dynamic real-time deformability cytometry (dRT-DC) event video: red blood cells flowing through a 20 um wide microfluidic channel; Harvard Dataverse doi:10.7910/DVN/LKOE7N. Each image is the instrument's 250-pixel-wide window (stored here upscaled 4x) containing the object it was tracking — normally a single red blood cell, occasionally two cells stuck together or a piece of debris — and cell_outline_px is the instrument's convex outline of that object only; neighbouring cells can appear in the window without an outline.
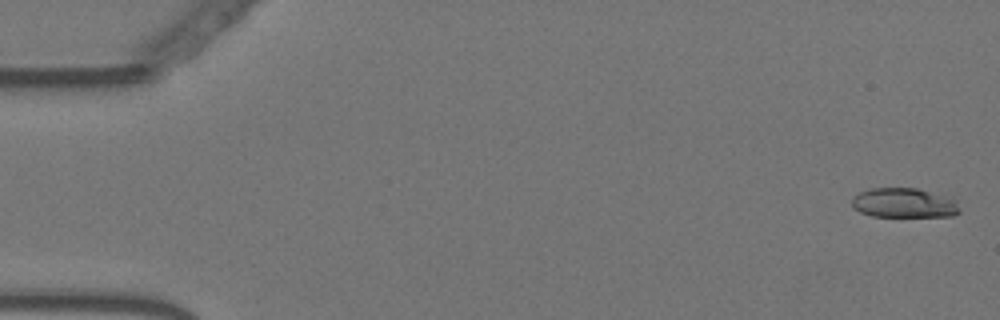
{"species": "Egyptian fruit bat (a non-hibernating species)", "species_latin": "Rousettus aegyptiacus", "temperature_condition": "warm", "stored_images_in_passage": 57, "camera_frame_rate_fps": 3000, "um_per_image_px": 0.085, "animal": {"sex": "female"}, "frame": {"image": 1, "passage_image": 2, "time_ms": 0.333, "image_size_px": [1000, 320], "cell_outline_px": [[960, 212], [952, 216], [872, 216], [860, 212], [852, 208], [852, 200], [860, 192], [872, 188], [916, 188], [952, 196], [956, 200]], "centroid_in_image_um": [76.89, 17.24], "position_along_channel_um": 8.1, "area_um2": 18.73}}
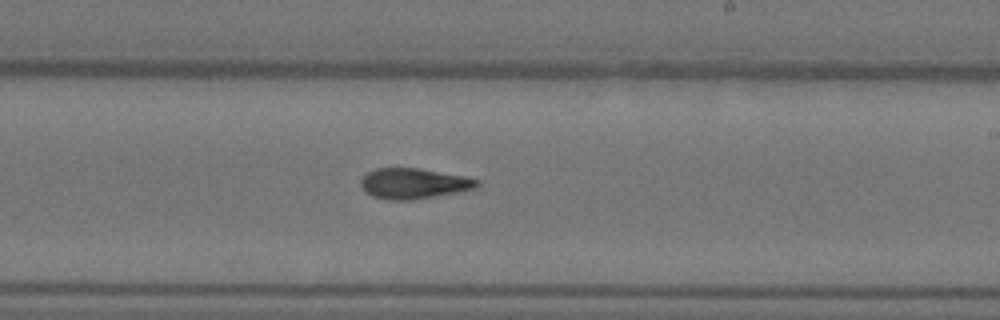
{"frame": {"image": 2, "passage_image": 34, "time_ms": 11.0, "image_size_px": [1000, 320], "cell_outline_px": [[480, 184], [476, 188], [460, 192], [412, 200], [384, 200], [372, 196], [360, 184], [360, 180], [368, 172], [376, 168], [420, 168], [464, 176], [480, 180]], "centroid_in_image_um": [35.19, 15.6], "position_along_channel_um": 253.8, "area_um2": 20.75}}
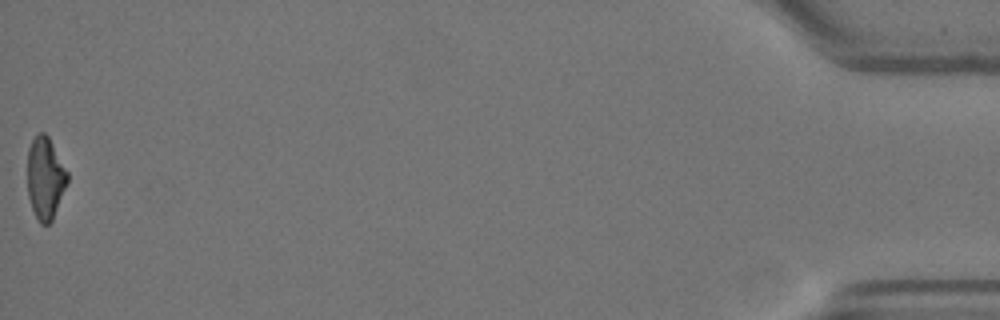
{"frame": {"image": 3, "passage_image": 57, "time_ms": 18.667, "image_size_px": [1000, 320], "cell_outline_px": [[68, 180], [52, 220], [48, 224], [40, 224], [32, 208], [28, 196], [28, 148], [32, 140], [40, 132], [44, 132], [48, 136], [68, 172]], "centroid_in_image_um": [3.84, 15.13], "position_along_channel_um": 431.4, "area_um2": 18.84}, "authors_computed_cell_mechanics": {"area_um2": 20.2878, "velocity_mm_per_s": 3.6048, "shape_relaxation_time_tau1_ms": 8.0333, "shape_relaxation_time_tau2_ms": 3.5048, "deformation_change_tau1": 0.2512, "deformation_change_tau2": 0.1233}}